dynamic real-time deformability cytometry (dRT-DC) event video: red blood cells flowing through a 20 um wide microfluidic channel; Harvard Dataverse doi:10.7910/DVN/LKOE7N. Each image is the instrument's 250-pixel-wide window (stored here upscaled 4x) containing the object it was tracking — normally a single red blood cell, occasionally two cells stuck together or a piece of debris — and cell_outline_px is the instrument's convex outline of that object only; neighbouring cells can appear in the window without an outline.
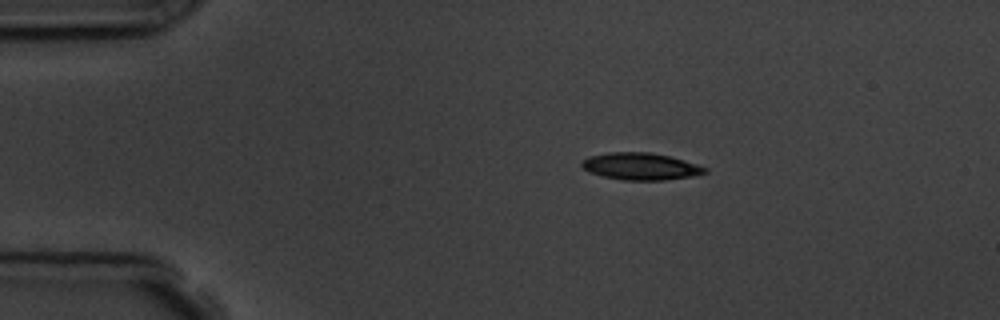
{"species": "common noctule bat (a hibernating species)", "species_latin": "Nyctalus noctula", "temperature_condition": "room temperature", "stored_images_in_passage": 3, "camera_frame_rate_fps": 3000, "um_per_image_px": 0.085, "animal": {"sex": "male", "body_mass_g": 19.5, "forearm_length_mm": 54.6}, "frame": {"image": 1, "passage_image": 2, "time_ms": 1.333, "image_size_px": [1000, 320], "cell_outline_px": [[708, 172], [688, 176], [664, 180], [624, 180], [604, 176], [588, 172], [580, 164], [580, 160], [588, 156], [608, 152], [648, 152], [668, 156], [696, 164], [708, 168]], "centroid_in_image_um": [54.38, 14.13], "position_along_channel_um": 30.6, "area_um2": 19.25}}